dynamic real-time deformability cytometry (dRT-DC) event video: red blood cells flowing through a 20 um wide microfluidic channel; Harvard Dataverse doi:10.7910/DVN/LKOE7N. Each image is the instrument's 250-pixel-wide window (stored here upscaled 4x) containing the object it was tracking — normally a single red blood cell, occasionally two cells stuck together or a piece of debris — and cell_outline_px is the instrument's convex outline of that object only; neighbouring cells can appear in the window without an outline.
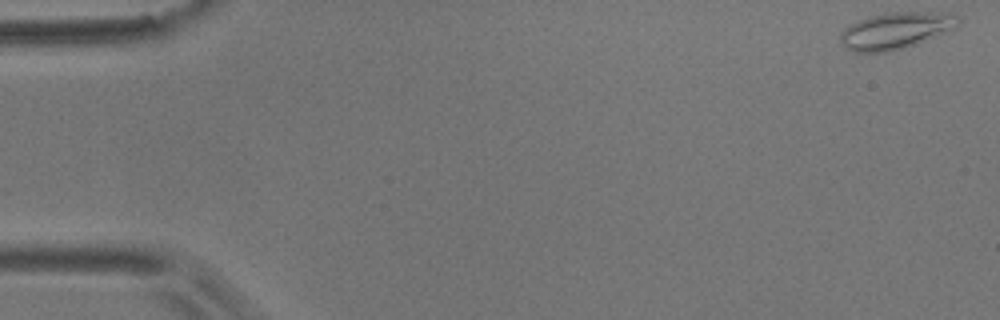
{"species": "common noctule bat (a hibernating species)", "species_latin": "Nyctalus noctula", "temperature_condition": "room temperature", "stored_images_in_passage": 56, "camera_frame_rate_fps": 3000, "um_per_image_px": 0.085, "animal": {"sex": "male", "body_mass_g": 17.9}, "frame": {"image": 1, "passage_image": 1, "time_ms": 0.0, "image_size_px": [1000, 320], "cell_outline_px": [[960, 20], [956, 28], [916, 44], [888, 52], [852, 52], [840, 40], [840, 36], [844, 28], [868, 16], [888, 12], [948, 12], [960, 16]], "centroid_in_image_um": [76.18, 2.58], "position_along_channel_um": 8.8, "area_um2": 25.14}}
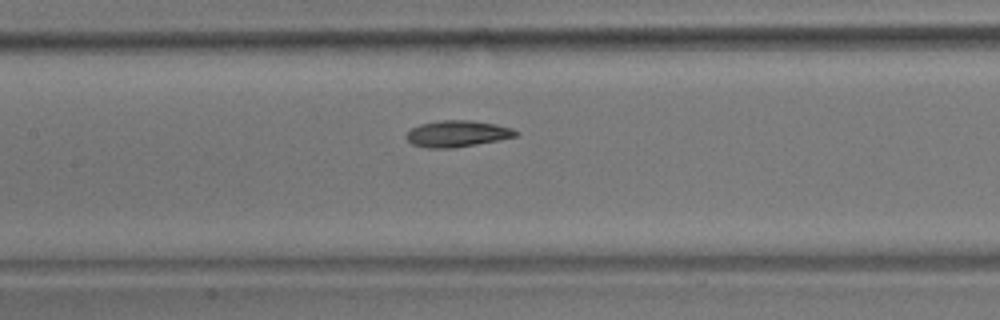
{"frame": {"image": 2, "passage_image": 26, "time_ms": 8.333, "image_size_px": [1000, 320], "cell_outline_px": [[520, 132], [516, 136], [476, 144], [452, 148], [428, 148], [412, 144], [404, 136], [412, 128], [420, 124], [436, 120], [472, 120], [496, 124], [512, 128]], "centroid_in_image_um": [38.85, 11.35], "position_along_channel_um": 168.6, "area_um2": 16.82}}
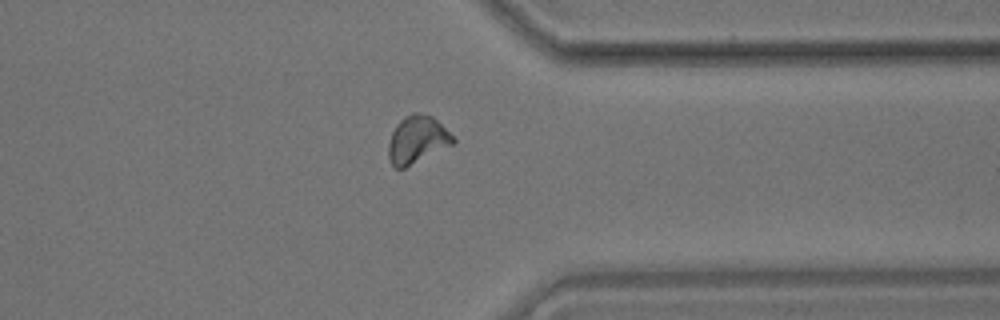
{"frame": {"image": 3, "passage_image": 44, "time_ms": 14.333, "image_size_px": [1000, 320], "cell_outline_px": [[456, 140], [452, 144], [404, 168], [396, 168], [392, 164], [388, 156], [388, 144], [392, 132], [396, 124], [404, 116], [412, 112], [420, 112], [432, 116]], "centroid_in_image_um": [35.41, 11.85], "position_along_channel_um": 376.0, "area_um2": 17.57}, "authors_computed_cell_mechanics": {"area_um2": 16.8198, "velocity_mm_per_s": 3.5368, "shape_relaxation_time_tau1_ms": 6.9856, "shape_relaxation_time_tau2_ms": 3.6313, "deformation_change_tau1": 0.1598, "deformation_change_tau2": 0.089}}